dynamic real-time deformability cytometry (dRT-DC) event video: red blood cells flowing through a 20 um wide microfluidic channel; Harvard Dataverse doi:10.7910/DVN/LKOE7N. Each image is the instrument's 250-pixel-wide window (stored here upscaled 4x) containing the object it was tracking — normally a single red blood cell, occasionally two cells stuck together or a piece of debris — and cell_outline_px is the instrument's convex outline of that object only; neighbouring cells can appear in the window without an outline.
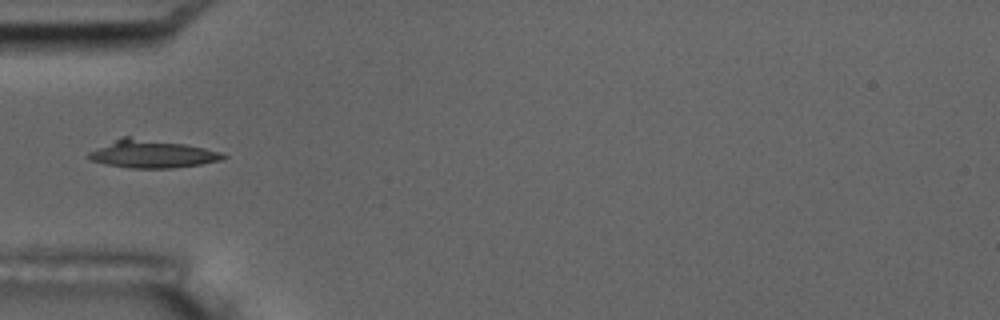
{"species": "common noctule bat (a hibernating species)", "species_latin": "Nyctalus noctula", "temperature_condition": "room temperature", "stored_images_in_passage": 17, "camera_frame_rate_fps": 3000, "um_per_image_px": 0.085, "animal": {"sex": "male", "body_mass_g": 17.5, "forearm_length_mm": 52.3}, "frame": {"image": 1, "passage_image": 6, "time_ms": 6.667, "image_size_px": [1000, 320], "cell_outline_px": [[228, 156], [220, 160], [200, 164], [172, 168], [128, 168], [104, 164], [92, 160], [88, 156], [88, 152], [120, 136], [128, 136], [184, 144], [204, 148], [220, 152]], "centroid_in_image_um": [12.87, 13.08], "position_along_channel_um": 72.1, "area_um2": 21.79}}